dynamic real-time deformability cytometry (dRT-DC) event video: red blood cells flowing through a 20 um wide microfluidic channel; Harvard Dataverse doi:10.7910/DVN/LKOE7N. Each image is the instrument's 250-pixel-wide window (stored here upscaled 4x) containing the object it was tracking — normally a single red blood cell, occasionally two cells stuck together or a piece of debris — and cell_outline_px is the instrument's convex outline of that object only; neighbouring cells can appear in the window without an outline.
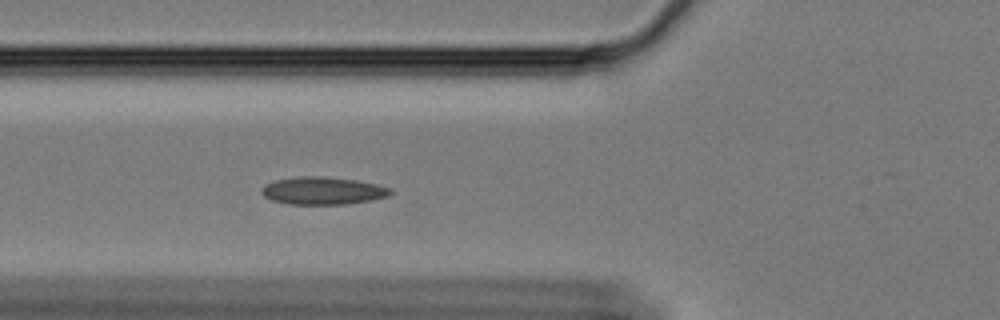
{"species": "Egyptian fruit bat (a non-hibernating species)", "species_latin": "Rousettus aegyptiacus", "temperature_condition": "cold", "stored_images_in_passage": 42, "segment_of_instrument_passage": [1, 2], "camera_frame_rate_fps": 3000, "um_per_image_px": 0.085, "animal": {"sex": "female"}, "frame": {"image": 1, "passage_image": 3, "time_ms": 0.667, "image_size_px": [1000, 320], "cell_outline_px": [[392, 192], [388, 196], [372, 200], [344, 204], [288, 204], [272, 200], [264, 196], [260, 192], [260, 188], [264, 184], [276, 180], [300, 176], [320, 176], [356, 180], [376, 184], [392, 188]], "centroid_in_image_um": [27.42, 16.21], "position_along_channel_um": 98.4, "area_um2": 20.75}}
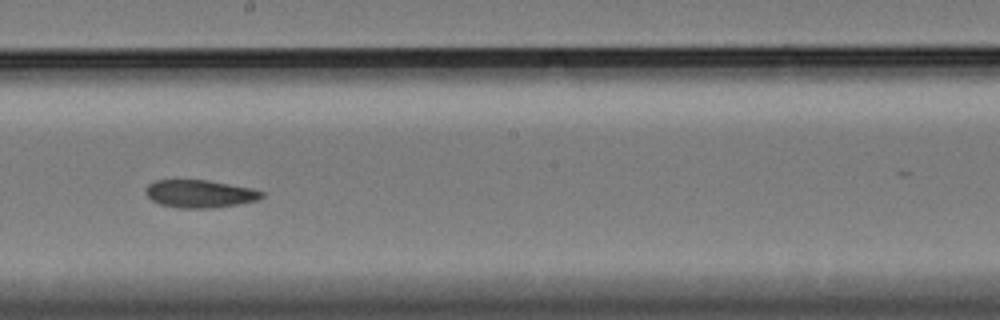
{"frame": {"image": 2, "passage_image": 15, "time_ms": 4.667, "image_size_px": [1000, 320], "cell_outline_px": [[264, 196], [256, 200], [216, 208], [180, 208], [160, 204], [152, 200], [148, 196], [148, 184], [152, 180], [208, 180], [252, 188], [264, 192]], "centroid_in_image_um": [17.0, 16.47], "position_along_channel_um": 231.2, "area_um2": 18.61}}
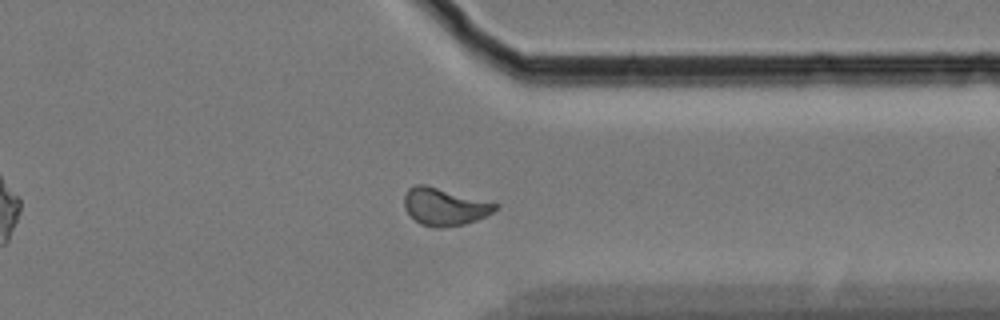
{"frame": {"image": 3, "passage_image": 28, "time_ms": 9.0, "image_size_px": [1000, 320], "cell_outline_px": [[500, 208], [476, 220], [464, 224], [440, 228], [436, 228], [420, 224], [404, 208], [404, 196], [408, 188], [416, 184], [424, 184], [500, 204]], "centroid_in_image_um": [37.79, 17.56], "position_along_channel_um": 373.6, "area_um2": 19.77}}